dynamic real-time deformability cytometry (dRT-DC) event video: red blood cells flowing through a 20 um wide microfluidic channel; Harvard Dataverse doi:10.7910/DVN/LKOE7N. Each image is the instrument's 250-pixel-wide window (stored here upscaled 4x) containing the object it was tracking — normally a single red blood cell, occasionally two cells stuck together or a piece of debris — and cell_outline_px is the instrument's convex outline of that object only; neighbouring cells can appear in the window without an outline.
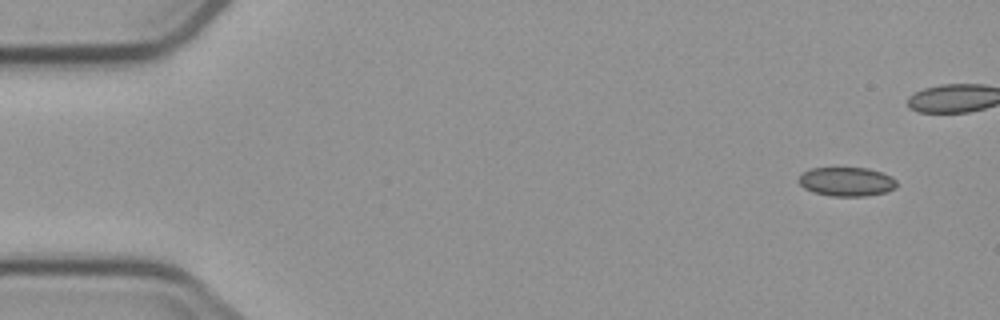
{"species": "common noctule bat (a hibernating species)", "species_latin": "Nyctalus noctula", "temperature_condition": "cold", "stored_images_in_passage": 8, "camera_frame_rate_fps": 3000, "um_per_image_px": 0.085, "animal": {"sex": "male", "body_mass_g": 23.1, "forearm_length_mm": 52.7}, "frame": {"image": 1, "passage_image": 1, "time_ms": 0.0, "image_size_px": [1000, 320], "cell_outline_px": [[896, 188], [888, 192], [864, 196], [832, 196], [812, 192], [804, 188], [796, 180], [804, 172], [812, 168], [868, 168], [892, 176], [896, 180]], "centroid_in_image_um": [71.97, 15.45], "position_along_channel_um": 13.0, "area_um2": 16.65}}
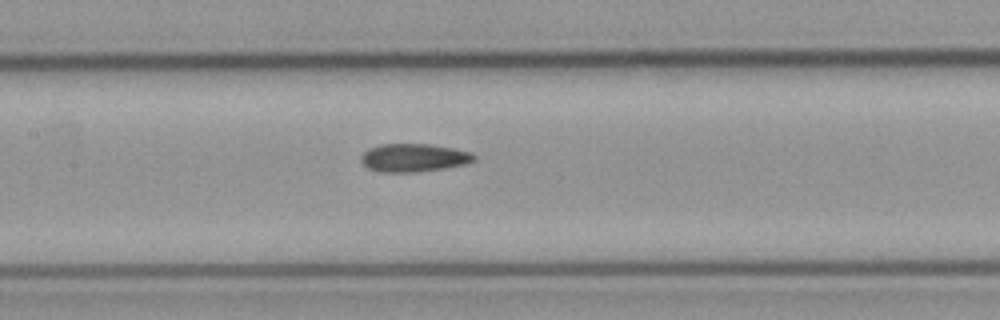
{"frame": {"image": 2, "passage_image": 8, "time_ms": 9.0, "image_size_px": [1000, 320], "cell_outline_px": [[476, 160], [464, 164], [444, 168], [416, 172], [380, 172], [368, 168], [360, 160], [360, 156], [368, 148], [380, 144], [432, 144], [472, 152], [476, 156]], "centroid_in_image_um": [35.16, 13.4], "position_along_channel_um": 172.2, "area_um2": 18.61}}